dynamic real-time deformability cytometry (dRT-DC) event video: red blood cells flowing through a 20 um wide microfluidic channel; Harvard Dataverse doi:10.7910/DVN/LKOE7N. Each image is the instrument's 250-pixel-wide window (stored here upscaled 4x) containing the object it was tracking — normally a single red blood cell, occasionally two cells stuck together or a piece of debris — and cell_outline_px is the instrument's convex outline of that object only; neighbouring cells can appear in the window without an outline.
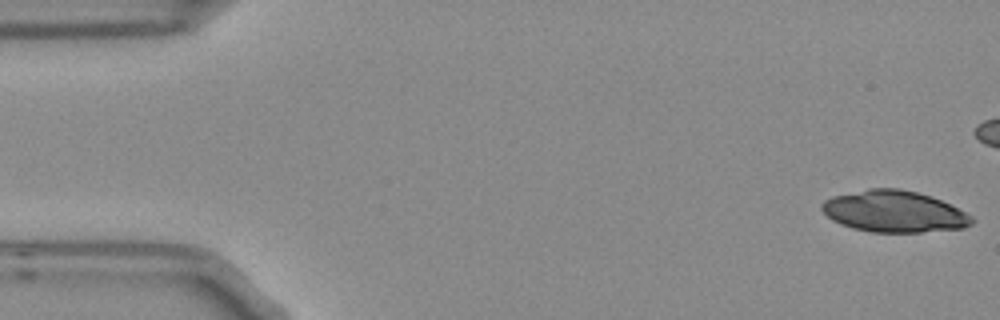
{"species": "Egyptian fruit bat (a non-hibernating species)", "species_latin": "Rousettus aegyptiacus", "temperature_condition": "room temperature", "stored_images_in_passage": 7, "camera_frame_rate_fps": 3000, "um_per_image_px": 0.085, "frame": {"image": 1, "passage_image": 1, "time_ms": 0.0, "image_size_px": [1000, 320], "cell_outline_px": [[976, 220], [972, 224], [964, 228], [920, 232], [872, 232], [852, 228], [840, 224], [832, 220], [820, 208], [820, 204], [824, 200], [832, 196], [868, 188], [900, 188], [932, 196], [972, 216]], "centroid_in_image_um": [75.98, 17.97], "position_along_channel_um": 9.0, "area_um2": 36.36}}